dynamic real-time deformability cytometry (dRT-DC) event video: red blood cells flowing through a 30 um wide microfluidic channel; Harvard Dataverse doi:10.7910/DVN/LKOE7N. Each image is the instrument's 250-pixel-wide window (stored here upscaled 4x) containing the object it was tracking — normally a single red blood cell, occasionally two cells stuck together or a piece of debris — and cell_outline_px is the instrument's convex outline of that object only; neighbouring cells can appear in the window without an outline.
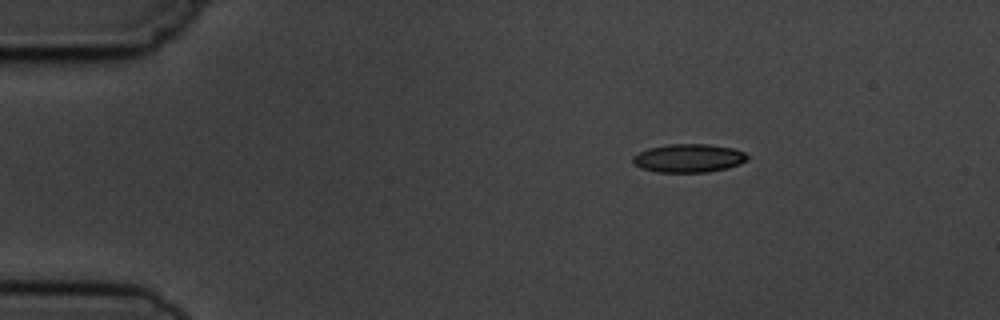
{"species": "common noctule bat (a hibernating species)", "species_latin": "Nyctalus noctula", "temperature_condition": "cold", "stored_images_in_passage": 3, "camera_frame_rate_fps": 3000, "um_per_image_px": 0.085, "animal": {"sex": "male", "body_mass_g": 19.5, "forearm_length_mm": 54.6}, "frame": {"image": 1, "passage_image": 1, "time_ms": 0.0, "image_size_px": [1000, 320], "cell_outline_px": [[748, 160], [740, 164], [708, 172], [656, 172], [640, 168], [632, 160], [632, 156], [648, 148], [668, 144], [708, 144], [732, 148], [744, 152], [748, 156]], "centroid_in_image_um": [58.53, 13.44], "position_along_channel_um": 26.5, "area_um2": 18.9}}